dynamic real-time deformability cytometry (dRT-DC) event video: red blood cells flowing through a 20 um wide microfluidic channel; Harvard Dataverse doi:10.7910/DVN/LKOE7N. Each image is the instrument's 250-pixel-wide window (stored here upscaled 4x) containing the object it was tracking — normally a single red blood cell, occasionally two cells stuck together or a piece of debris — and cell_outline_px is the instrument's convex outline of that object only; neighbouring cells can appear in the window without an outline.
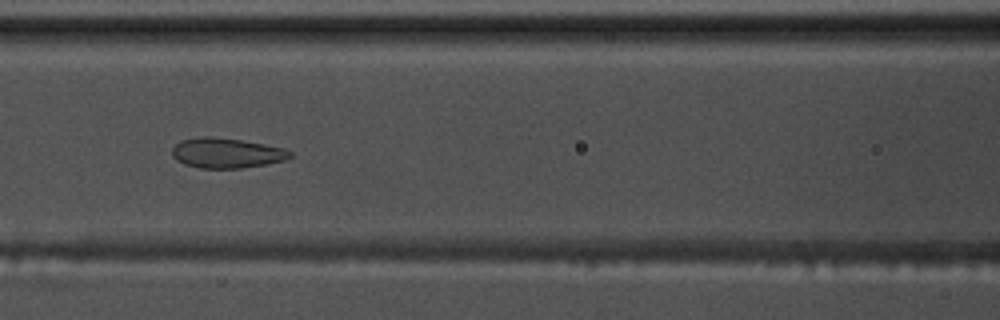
{"species": "common noctule bat (a hibernating species)", "species_latin": "Nyctalus noctula", "temperature_condition": "warm", "stored_images_in_passage": 46, "segment_of_instrument_passage": [1, 2], "camera_frame_rate_fps": 3000, "um_per_image_px": 0.085, "animal": {"sex": "male", "body_mass_g": 17.5, "forearm_length_mm": 52.3}, "frame": {"image": 1, "passage_image": 14, "time_ms": 4.333, "image_size_px": [1000, 320], "cell_outline_px": [[292, 156], [284, 160], [264, 164], [240, 168], [200, 168], [184, 164], [176, 160], [172, 156], [172, 148], [180, 140], [204, 136], [212, 136], [240, 140], [264, 144], [284, 148], [292, 152]], "centroid_in_image_um": [19.22, 13.0], "position_along_channel_um": 147.4, "area_um2": 20.58}}
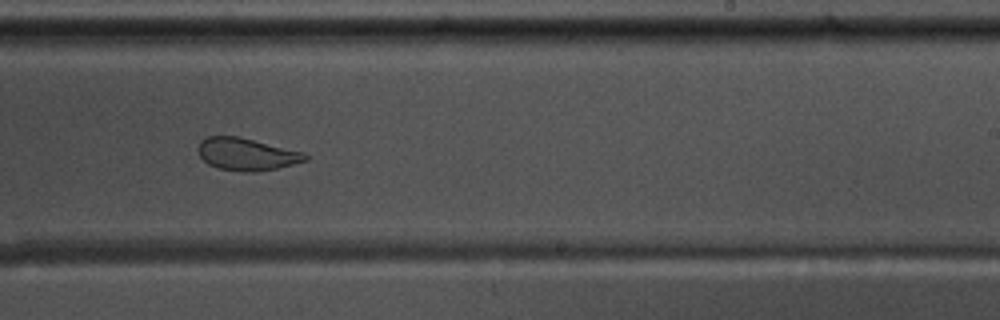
{"frame": {"image": 2, "passage_image": 24, "time_ms": 7.667, "image_size_px": [1000, 320], "cell_outline_px": [[308, 160], [276, 168], [256, 172], [240, 172], [220, 168], [208, 164], [200, 156], [196, 148], [200, 140], [204, 136], [240, 136], [304, 152], [308, 156]], "centroid_in_image_um": [20.93, 13.09], "position_along_channel_um": 268.1, "area_um2": 20.4}}
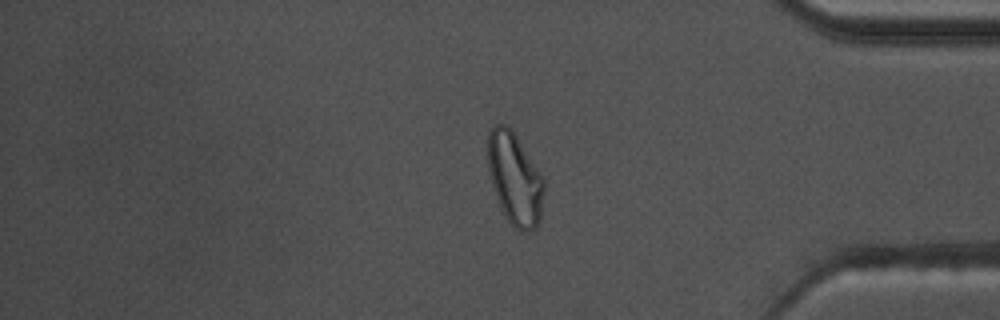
{"frame": {"image": 3, "passage_image": 36, "time_ms": 11.667, "image_size_px": [1000, 320], "cell_outline_px": [[544, 192], [540, 220], [536, 228], [528, 232], [520, 232], [504, 216], [496, 196], [488, 172], [488, 132], [496, 124], [508, 124], [516, 136], [544, 180]], "centroid_in_image_um": [43.75, 15.22], "position_along_channel_um": 391.5, "area_um2": 29.94}}